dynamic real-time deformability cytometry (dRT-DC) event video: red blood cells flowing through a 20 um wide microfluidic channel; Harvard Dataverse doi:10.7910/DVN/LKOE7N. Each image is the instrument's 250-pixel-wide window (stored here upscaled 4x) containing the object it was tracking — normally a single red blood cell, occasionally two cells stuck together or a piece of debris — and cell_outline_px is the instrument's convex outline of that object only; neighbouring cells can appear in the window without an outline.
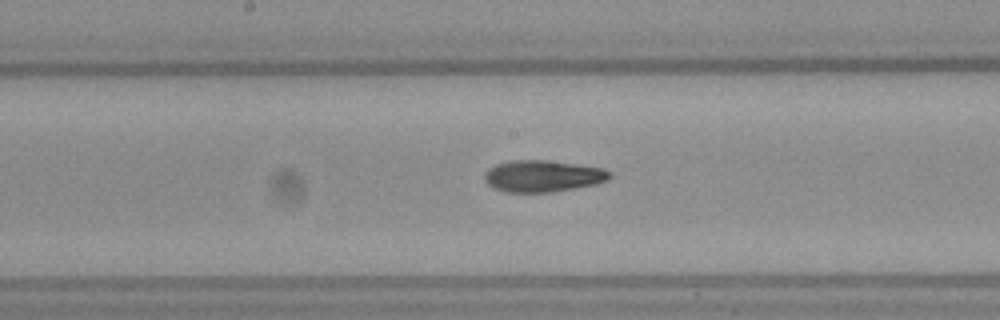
{"species": "Egyptian fruit bat (a non-hibernating species)", "species_latin": "Rousettus aegyptiacus", "temperature_condition": "warm", "stored_images_in_passage": 33, "camera_frame_rate_fps": 3000, "um_per_image_px": 0.085, "frame": {"image": 1, "passage_image": 19, "time_ms": 6.0, "image_size_px": [1000, 320], "cell_outline_px": [[612, 176], [608, 180], [596, 184], [576, 188], [552, 192], [504, 192], [488, 184], [484, 180], [484, 172], [488, 168], [496, 164], [512, 160], [548, 160], [600, 168], [612, 172]], "centroid_in_image_um": [46.12, 14.97], "position_along_channel_um": 202.1, "area_um2": 23.12}}